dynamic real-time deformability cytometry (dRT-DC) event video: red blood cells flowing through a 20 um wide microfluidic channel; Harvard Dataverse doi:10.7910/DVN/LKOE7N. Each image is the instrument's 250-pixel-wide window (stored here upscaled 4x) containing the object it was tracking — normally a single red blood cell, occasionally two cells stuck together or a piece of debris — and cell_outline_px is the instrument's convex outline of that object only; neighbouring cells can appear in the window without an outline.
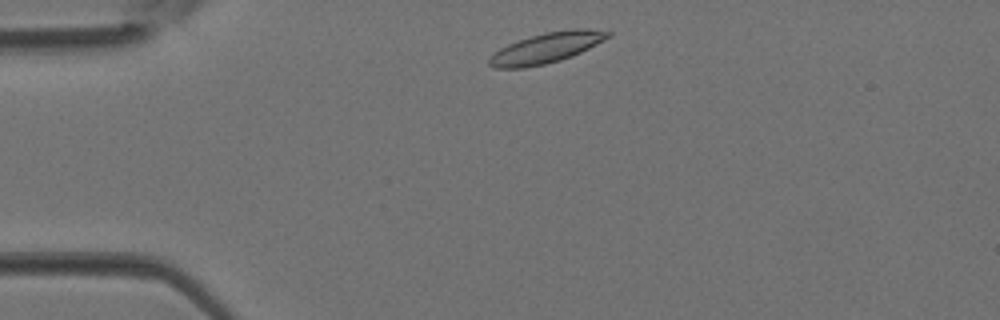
{"species": "Egyptian fruit bat (a non-hibernating species)", "species_latin": "Rousettus aegyptiacus", "temperature_condition": "room temperature", "stored_images_in_passage": 2, "camera_frame_rate_fps": 3000, "um_per_image_px": 0.085, "animal": {"sex": "female"}, "frame": {"image": 1, "passage_image": 1, "time_ms": 0.0, "image_size_px": [1000, 320], "cell_outline_px": [[612, 36], [572, 56], [560, 60], [544, 64], [524, 68], [496, 68], [488, 64], [488, 60], [500, 48], [508, 44], [544, 32], [576, 28], [588, 28], [612, 32]], "centroid_in_image_um": [46.48, 4.06], "position_along_channel_um": 38.5, "area_um2": 20.81}}